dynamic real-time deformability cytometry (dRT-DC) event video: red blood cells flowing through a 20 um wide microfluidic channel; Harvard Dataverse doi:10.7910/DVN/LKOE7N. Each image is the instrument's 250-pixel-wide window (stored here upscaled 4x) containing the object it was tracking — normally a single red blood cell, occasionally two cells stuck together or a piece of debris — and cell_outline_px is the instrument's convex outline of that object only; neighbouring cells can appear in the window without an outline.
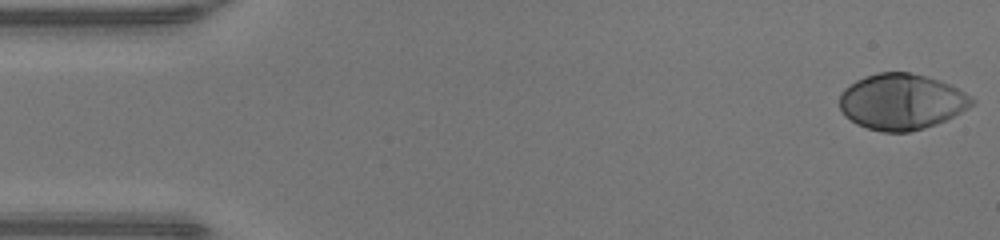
{"species": "human", "species_latin": "Homo sapiens", "temperature_condition": "warm", "stored_images_in_passage": 48, "camera_frame_rate_fps": 3000, "um_per_image_px": 0.085, "donor": {"sex": "male"}, "frame": {"image": 1, "passage_image": 1, "time_ms": 0.0, "image_size_px": [1000, 240], "cell_outline_px": [[976, 104], [936, 124], [924, 128], [908, 132], [884, 132], [868, 128], [856, 124], [844, 116], [840, 108], [840, 92], [844, 88], [856, 80], [864, 76], [880, 72], [912, 72], [928, 76], [940, 80], [972, 96], [976, 100]], "centroid_in_image_um": [76.62, 8.63], "position_along_channel_um": 8.4, "area_um2": 43.29}}
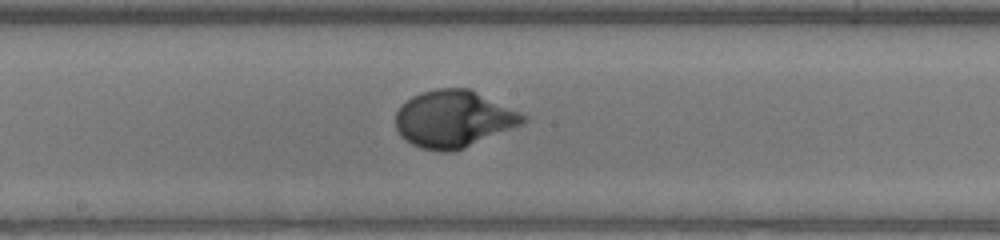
{"frame": {"image": 2, "passage_image": 25, "time_ms": 8.0, "image_size_px": [1000, 240], "cell_outline_px": [[528, 120], [524, 124], [464, 148], [452, 152], [440, 152], [420, 148], [412, 144], [400, 136], [396, 128], [396, 112], [400, 104], [412, 96], [420, 92], [436, 88], [468, 88], [520, 112], [528, 116]], "centroid_in_image_um": [38.55, 10.12], "position_along_channel_um": 209.7, "area_um2": 42.6}}
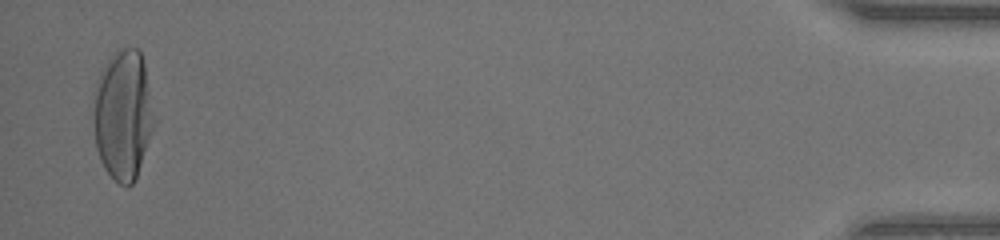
{"frame": {"image": 3, "passage_image": 47, "time_ms": 15.333, "image_size_px": [1000, 240], "cell_outline_px": [[156, 120], [136, 176], [132, 184], [128, 188], [120, 184], [104, 168], [100, 160], [96, 148], [92, 92], [96, 80], [104, 64], [120, 48], [140, 48], [144, 64]], "centroid_in_image_um": [10.45, 9.73], "position_along_channel_um": 424.8, "area_um2": 46.07}, "authors_computed_cell_mechanics": {"area_um2": 41.7316, "velocity_mm_per_s": 4.2486, "shape_relaxation_time_tau1_ms": 2.593, "shape_relaxation_time_tau2_ms": null, "deformation_change_tau1": 0.2146, "deformation_change_tau2": null}}